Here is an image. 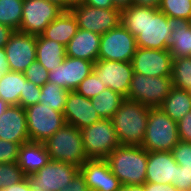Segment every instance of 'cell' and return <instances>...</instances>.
Listing matches in <instances>:
<instances>
[{
  "label": "cell",
  "instance_id": "6da1fadb",
  "mask_svg": "<svg viewBox=\"0 0 191 191\" xmlns=\"http://www.w3.org/2000/svg\"><path fill=\"white\" fill-rule=\"evenodd\" d=\"M121 24L136 38L137 47L168 50V17L155 8L131 5L121 10Z\"/></svg>",
  "mask_w": 191,
  "mask_h": 191
},
{
  "label": "cell",
  "instance_id": "7a4b0ae2",
  "mask_svg": "<svg viewBox=\"0 0 191 191\" xmlns=\"http://www.w3.org/2000/svg\"><path fill=\"white\" fill-rule=\"evenodd\" d=\"M123 186L146 182L147 150L140 145H120L106 158Z\"/></svg>",
  "mask_w": 191,
  "mask_h": 191
},
{
  "label": "cell",
  "instance_id": "3957f363",
  "mask_svg": "<svg viewBox=\"0 0 191 191\" xmlns=\"http://www.w3.org/2000/svg\"><path fill=\"white\" fill-rule=\"evenodd\" d=\"M150 107L125 98L111 118L121 145H140L145 138Z\"/></svg>",
  "mask_w": 191,
  "mask_h": 191
},
{
  "label": "cell",
  "instance_id": "277c9868",
  "mask_svg": "<svg viewBox=\"0 0 191 191\" xmlns=\"http://www.w3.org/2000/svg\"><path fill=\"white\" fill-rule=\"evenodd\" d=\"M43 143L50 160L73 164L78 168L88 160L83 147L82 132L70 124L65 123Z\"/></svg>",
  "mask_w": 191,
  "mask_h": 191
},
{
  "label": "cell",
  "instance_id": "5b68a950",
  "mask_svg": "<svg viewBox=\"0 0 191 191\" xmlns=\"http://www.w3.org/2000/svg\"><path fill=\"white\" fill-rule=\"evenodd\" d=\"M177 122L158 107H150L145 138L141 146L148 152L172 151L179 142Z\"/></svg>",
  "mask_w": 191,
  "mask_h": 191
},
{
  "label": "cell",
  "instance_id": "8992f818",
  "mask_svg": "<svg viewBox=\"0 0 191 191\" xmlns=\"http://www.w3.org/2000/svg\"><path fill=\"white\" fill-rule=\"evenodd\" d=\"M81 132L88 159H106L121 145L111 119H101L81 129Z\"/></svg>",
  "mask_w": 191,
  "mask_h": 191
},
{
  "label": "cell",
  "instance_id": "52a82bcc",
  "mask_svg": "<svg viewBox=\"0 0 191 191\" xmlns=\"http://www.w3.org/2000/svg\"><path fill=\"white\" fill-rule=\"evenodd\" d=\"M173 88L171 76L149 77L133 72L127 99L149 107H158Z\"/></svg>",
  "mask_w": 191,
  "mask_h": 191
},
{
  "label": "cell",
  "instance_id": "ba28073f",
  "mask_svg": "<svg viewBox=\"0 0 191 191\" xmlns=\"http://www.w3.org/2000/svg\"><path fill=\"white\" fill-rule=\"evenodd\" d=\"M78 28L103 35L121 23V10L101 9L76 1L70 8Z\"/></svg>",
  "mask_w": 191,
  "mask_h": 191
},
{
  "label": "cell",
  "instance_id": "9c48e42d",
  "mask_svg": "<svg viewBox=\"0 0 191 191\" xmlns=\"http://www.w3.org/2000/svg\"><path fill=\"white\" fill-rule=\"evenodd\" d=\"M24 110L30 142L43 143L65 125L63 113L40 102Z\"/></svg>",
  "mask_w": 191,
  "mask_h": 191
},
{
  "label": "cell",
  "instance_id": "30bf717a",
  "mask_svg": "<svg viewBox=\"0 0 191 191\" xmlns=\"http://www.w3.org/2000/svg\"><path fill=\"white\" fill-rule=\"evenodd\" d=\"M78 170L73 164L50 160L40 170L25 177L31 191H60L67 188Z\"/></svg>",
  "mask_w": 191,
  "mask_h": 191
},
{
  "label": "cell",
  "instance_id": "8fae6325",
  "mask_svg": "<svg viewBox=\"0 0 191 191\" xmlns=\"http://www.w3.org/2000/svg\"><path fill=\"white\" fill-rule=\"evenodd\" d=\"M136 49V38L120 23L101 35L98 59L131 62Z\"/></svg>",
  "mask_w": 191,
  "mask_h": 191
},
{
  "label": "cell",
  "instance_id": "7c38bea8",
  "mask_svg": "<svg viewBox=\"0 0 191 191\" xmlns=\"http://www.w3.org/2000/svg\"><path fill=\"white\" fill-rule=\"evenodd\" d=\"M64 10L47 0H24L20 32L41 35Z\"/></svg>",
  "mask_w": 191,
  "mask_h": 191
},
{
  "label": "cell",
  "instance_id": "4fadbf2b",
  "mask_svg": "<svg viewBox=\"0 0 191 191\" xmlns=\"http://www.w3.org/2000/svg\"><path fill=\"white\" fill-rule=\"evenodd\" d=\"M37 36L14 31L4 47L11 71L23 73L36 60Z\"/></svg>",
  "mask_w": 191,
  "mask_h": 191
},
{
  "label": "cell",
  "instance_id": "5bb4252c",
  "mask_svg": "<svg viewBox=\"0 0 191 191\" xmlns=\"http://www.w3.org/2000/svg\"><path fill=\"white\" fill-rule=\"evenodd\" d=\"M133 72L146 76H171L173 57L169 50L137 47L132 58Z\"/></svg>",
  "mask_w": 191,
  "mask_h": 191
},
{
  "label": "cell",
  "instance_id": "9a60e30c",
  "mask_svg": "<svg viewBox=\"0 0 191 191\" xmlns=\"http://www.w3.org/2000/svg\"><path fill=\"white\" fill-rule=\"evenodd\" d=\"M93 72L100 78L107 88L127 98L130 82L133 75L131 62L111 60H97Z\"/></svg>",
  "mask_w": 191,
  "mask_h": 191
},
{
  "label": "cell",
  "instance_id": "2e32d148",
  "mask_svg": "<svg viewBox=\"0 0 191 191\" xmlns=\"http://www.w3.org/2000/svg\"><path fill=\"white\" fill-rule=\"evenodd\" d=\"M94 62L66 56L63 62L48 74V82L74 91L77 86L93 71Z\"/></svg>",
  "mask_w": 191,
  "mask_h": 191
},
{
  "label": "cell",
  "instance_id": "e0dca14e",
  "mask_svg": "<svg viewBox=\"0 0 191 191\" xmlns=\"http://www.w3.org/2000/svg\"><path fill=\"white\" fill-rule=\"evenodd\" d=\"M79 170L85 177L89 191H120L123 187L106 159H88Z\"/></svg>",
  "mask_w": 191,
  "mask_h": 191
},
{
  "label": "cell",
  "instance_id": "ac0fdd59",
  "mask_svg": "<svg viewBox=\"0 0 191 191\" xmlns=\"http://www.w3.org/2000/svg\"><path fill=\"white\" fill-rule=\"evenodd\" d=\"M64 119L81 130L101 120L96 108L93 107L91 99H88L76 91H69L64 108Z\"/></svg>",
  "mask_w": 191,
  "mask_h": 191
},
{
  "label": "cell",
  "instance_id": "d6986e66",
  "mask_svg": "<svg viewBox=\"0 0 191 191\" xmlns=\"http://www.w3.org/2000/svg\"><path fill=\"white\" fill-rule=\"evenodd\" d=\"M0 139L21 144L30 142L24 108L9 105L0 116Z\"/></svg>",
  "mask_w": 191,
  "mask_h": 191
},
{
  "label": "cell",
  "instance_id": "ffe728a7",
  "mask_svg": "<svg viewBox=\"0 0 191 191\" xmlns=\"http://www.w3.org/2000/svg\"><path fill=\"white\" fill-rule=\"evenodd\" d=\"M146 182L172 185L179 166L171 151H147Z\"/></svg>",
  "mask_w": 191,
  "mask_h": 191
},
{
  "label": "cell",
  "instance_id": "44dd1931",
  "mask_svg": "<svg viewBox=\"0 0 191 191\" xmlns=\"http://www.w3.org/2000/svg\"><path fill=\"white\" fill-rule=\"evenodd\" d=\"M101 35L78 28L76 35L66 46V56L96 62Z\"/></svg>",
  "mask_w": 191,
  "mask_h": 191
},
{
  "label": "cell",
  "instance_id": "7402d4cb",
  "mask_svg": "<svg viewBox=\"0 0 191 191\" xmlns=\"http://www.w3.org/2000/svg\"><path fill=\"white\" fill-rule=\"evenodd\" d=\"M171 27L168 50L173 58L191 57V20L168 17Z\"/></svg>",
  "mask_w": 191,
  "mask_h": 191
},
{
  "label": "cell",
  "instance_id": "603a6c76",
  "mask_svg": "<svg viewBox=\"0 0 191 191\" xmlns=\"http://www.w3.org/2000/svg\"><path fill=\"white\" fill-rule=\"evenodd\" d=\"M49 161L44 143L28 142L20 145L17 165L25 176L37 172Z\"/></svg>",
  "mask_w": 191,
  "mask_h": 191
},
{
  "label": "cell",
  "instance_id": "cb8c5ba5",
  "mask_svg": "<svg viewBox=\"0 0 191 191\" xmlns=\"http://www.w3.org/2000/svg\"><path fill=\"white\" fill-rule=\"evenodd\" d=\"M77 30L76 18L70 10H64L55 20L49 23L41 35L66 47L76 35Z\"/></svg>",
  "mask_w": 191,
  "mask_h": 191
},
{
  "label": "cell",
  "instance_id": "d4e9b609",
  "mask_svg": "<svg viewBox=\"0 0 191 191\" xmlns=\"http://www.w3.org/2000/svg\"><path fill=\"white\" fill-rule=\"evenodd\" d=\"M66 57V47L42 35L37 36L36 61L49 72L58 67Z\"/></svg>",
  "mask_w": 191,
  "mask_h": 191
},
{
  "label": "cell",
  "instance_id": "484cf974",
  "mask_svg": "<svg viewBox=\"0 0 191 191\" xmlns=\"http://www.w3.org/2000/svg\"><path fill=\"white\" fill-rule=\"evenodd\" d=\"M160 108L173 121L178 122L191 111V92L173 87Z\"/></svg>",
  "mask_w": 191,
  "mask_h": 191
},
{
  "label": "cell",
  "instance_id": "4316f807",
  "mask_svg": "<svg viewBox=\"0 0 191 191\" xmlns=\"http://www.w3.org/2000/svg\"><path fill=\"white\" fill-rule=\"evenodd\" d=\"M27 79L23 73L9 71L0 78V98L8 105H19L21 91Z\"/></svg>",
  "mask_w": 191,
  "mask_h": 191
},
{
  "label": "cell",
  "instance_id": "83f0119b",
  "mask_svg": "<svg viewBox=\"0 0 191 191\" xmlns=\"http://www.w3.org/2000/svg\"><path fill=\"white\" fill-rule=\"evenodd\" d=\"M124 99L121 94L106 88L95 98H91V102L101 119H111Z\"/></svg>",
  "mask_w": 191,
  "mask_h": 191
},
{
  "label": "cell",
  "instance_id": "f1b7e54d",
  "mask_svg": "<svg viewBox=\"0 0 191 191\" xmlns=\"http://www.w3.org/2000/svg\"><path fill=\"white\" fill-rule=\"evenodd\" d=\"M24 0H0V24L20 30Z\"/></svg>",
  "mask_w": 191,
  "mask_h": 191
},
{
  "label": "cell",
  "instance_id": "f546056e",
  "mask_svg": "<svg viewBox=\"0 0 191 191\" xmlns=\"http://www.w3.org/2000/svg\"><path fill=\"white\" fill-rule=\"evenodd\" d=\"M68 93L64 88L47 81L41 87L40 103L63 113Z\"/></svg>",
  "mask_w": 191,
  "mask_h": 191
},
{
  "label": "cell",
  "instance_id": "4dcf8cb0",
  "mask_svg": "<svg viewBox=\"0 0 191 191\" xmlns=\"http://www.w3.org/2000/svg\"><path fill=\"white\" fill-rule=\"evenodd\" d=\"M173 87L191 92V57L173 58Z\"/></svg>",
  "mask_w": 191,
  "mask_h": 191
},
{
  "label": "cell",
  "instance_id": "1f68e13d",
  "mask_svg": "<svg viewBox=\"0 0 191 191\" xmlns=\"http://www.w3.org/2000/svg\"><path fill=\"white\" fill-rule=\"evenodd\" d=\"M158 10L167 17L191 20V0H161Z\"/></svg>",
  "mask_w": 191,
  "mask_h": 191
},
{
  "label": "cell",
  "instance_id": "d6a6232c",
  "mask_svg": "<svg viewBox=\"0 0 191 191\" xmlns=\"http://www.w3.org/2000/svg\"><path fill=\"white\" fill-rule=\"evenodd\" d=\"M25 175L17 163H0V190L22 181Z\"/></svg>",
  "mask_w": 191,
  "mask_h": 191
},
{
  "label": "cell",
  "instance_id": "836d02e7",
  "mask_svg": "<svg viewBox=\"0 0 191 191\" xmlns=\"http://www.w3.org/2000/svg\"><path fill=\"white\" fill-rule=\"evenodd\" d=\"M107 87L100 78L92 71L74 90L82 96L91 99L95 98L100 92L105 90Z\"/></svg>",
  "mask_w": 191,
  "mask_h": 191
},
{
  "label": "cell",
  "instance_id": "e575fe53",
  "mask_svg": "<svg viewBox=\"0 0 191 191\" xmlns=\"http://www.w3.org/2000/svg\"><path fill=\"white\" fill-rule=\"evenodd\" d=\"M24 77L39 87H42L48 81L49 71L36 60L23 72Z\"/></svg>",
  "mask_w": 191,
  "mask_h": 191
},
{
  "label": "cell",
  "instance_id": "d590c367",
  "mask_svg": "<svg viewBox=\"0 0 191 191\" xmlns=\"http://www.w3.org/2000/svg\"><path fill=\"white\" fill-rule=\"evenodd\" d=\"M40 94H41V87L26 80L24 83V89L23 91H21L20 94L19 106L25 109L31 105L39 103Z\"/></svg>",
  "mask_w": 191,
  "mask_h": 191
},
{
  "label": "cell",
  "instance_id": "8d00e7d4",
  "mask_svg": "<svg viewBox=\"0 0 191 191\" xmlns=\"http://www.w3.org/2000/svg\"><path fill=\"white\" fill-rule=\"evenodd\" d=\"M171 152L179 166L191 168V143L179 141Z\"/></svg>",
  "mask_w": 191,
  "mask_h": 191
},
{
  "label": "cell",
  "instance_id": "74e56055",
  "mask_svg": "<svg viewBox=\"0 0 191 191\" xmlns=\"http://www.w3.org/2000/svg\"><path fill=\"white\" fill-rule=\"evenodd\" d=\"M20 145L0 139V163H17Z\"/></svg>",
  "mask_w": 191,
  "mask_h": 191
},
{
  "label": "cell",
  "instance_id": "f35d334b",
  "mask_svg": "<svg viewBox=\"0 0 191 191\" xmlns=\"http://www.w3.org/2000/svg\"><path fill=\"white\" fill-rule=\"evenodd\" d=\"M172 185L179 191H191V168L178 166Z\"/></svg>",
  "mask_w": 191,
  "mask_h": 191
},
{
  "label": "cell",
  "instance_id": "ab89813d",
  "mask_svg": "<svg viewBox=\"0 0 191 191\" xmlns=\"http://www.w3.org/2000/svg\"><path fill=\"white\" fill-rule=\"evenodd\" d=\"M179 140L191 143V111L177 122Z\"/></svg>",
  "mask_w": 191,
  "mask_h": 191
},
{
  "label": "cell",
  "instance_id": "60d3db41",
  "mask_svg": "<svg viewBox=\"0 0 191 191\" xmlns=\"http://www.w3.org/2000/svg\"><path fill=\"white\" fill-rule=\"evenodd\" d=\"M60 191H89V188L86 184L84 175L78 170L67 184V188Z\"/></svg>",
  "mask_w": 191,
  "mask_h": 191
},
{
  "label": "cell",
  "instance_id": "b9f144b4",
  "mask_svg": "<svg viewBox=\"0 0 191 191\" xmlns=\"http://www.w3.org/2000/svg\"><path fill=\"white\" fill-rule=\"evenodd\" d=\"M145 191H179L174 185H164L157 183H148L144 184Z\"/></svg>",
  "mask_w": 191,
  "mask_h": 191
},
{
  "label": "cell",
  "instance_id": "7bdbcfd3",
  "mask_svg": "<svg viewBox=\"0 0 191 191\" xmlns=\"http://www.w3.org/2000/svg\"><path fill=\"white\" fill-rule=\"evenodd\" d=\"M84 4L101 9L115 8L112 0H81Z\"/></svg>",
  "mask_w": 191,
  "mask_h": 191
},
{
  "label": "cell",
  "instance_id": "ee69618b",
  "mask_svg": "<svg viewBox=\"0 0 191 191\" xmlns=\"http://www.w3.org/2000/svg\"><path fill=\"white\" fill-rule=\"evenodd\" d=\"M13 32L10 27L0 24V48L5 47Z\"/></svg>",
  "mask_w": 191,
  "mask_h": 191
},
{
  "label": "cell",
  "instance_id": "f6af8a7d",
  "mask_svg": "<svg viewBox=\"0 0 191 191\" xmlns=\"http://www.w3.org/2000/svg\"><path fill=\"white\" fill-rule=\"evenodd\" d=\"M0 191H31V190L25 177L22 181L13 184L11 186H8Z\"/></svg>",
  "mask_w": 191,
  "mask_h": 191
},
{
  "label": "cell",
  "instance_id": "bcb514c9",
  "mask_svg": "<svg viewBox=\"0 0 191 191\" xmlns=\"http://www.w3.org/2000/svg\"><path fill=\"white\" fill-rule=\"evenodd\" d=\"M161 0H132V5L158 9Z\"/></svg>",
  "mask_w": 191,
  "mask_h": 191
},
{
  "label": "cell",
  "instance_id": "7dc6e473",
  "mask_svg": "<svg viewBox=\"0 0 191 191\" xmlns=\"http://www.w3.org/2000/svg\"><path fill=\"white\" fill-rule=\"evenodd\" d=\"M11 71L4 48H0V78L7 72Z\"/></svg>",
  "mask_w": 191,
  "mask_h": 191
},
{
  "label": "cell",
  "instance_id": "c3c4849f",
  "mask_svg": "<svg viewBox=\"0 0 191 191\" xmlns=\"http://www.w3.org/2000/svg\"><path fill=\"white\" fill-rule=\"evenodd\" d=\"M57 4L63 10H70L71 6L75 3V0H47Z\"/></svg>",
  "mask_w": 191,
  "mask_h": 191
},
{
  "label": "cell",
  "instance_id": "681fc988",
  "mask_svg": "<svg viewBox=\"0 0 191 191\" xmlns=\"http://www.w3.org/2000/svg\"><path fill=\"white\" fill-rule=\"evenodd\" d=\"M115 8L123 10L132 5V0H112Z\"/></svg>",
  "mask_w": 191,
  "mask_h": 191
},
{
  "label": "cell",
  "instance_id": "f907efd6",
  "mask_svg": "<svg viewBox=\"0 0 191 191\" xmlns=\"http://www.w3.org/2000/svg\"><path fill=\"white\" fill-rule=\"evenodd\" d=\"M120 191H145L144 185L123 186Z\"/></svg>",
  "mask_w": 191,
  "mask_h": 191
},
{
  "label": "cell",
  "instance_id": "816d5d0a",
  "mask_svg": "<svg viewBox=\"0 0 191 191\" xmlns=\"http://www.w3.org/2000/svg\"><path fill=\"white\" fill-rule=\"evenodd\" d=\"M8 106L9 105L0 98V116L5 112Z\"/></svg>",
  "mask_w": 191,
  "mask_h": 191
}]
</instances>
